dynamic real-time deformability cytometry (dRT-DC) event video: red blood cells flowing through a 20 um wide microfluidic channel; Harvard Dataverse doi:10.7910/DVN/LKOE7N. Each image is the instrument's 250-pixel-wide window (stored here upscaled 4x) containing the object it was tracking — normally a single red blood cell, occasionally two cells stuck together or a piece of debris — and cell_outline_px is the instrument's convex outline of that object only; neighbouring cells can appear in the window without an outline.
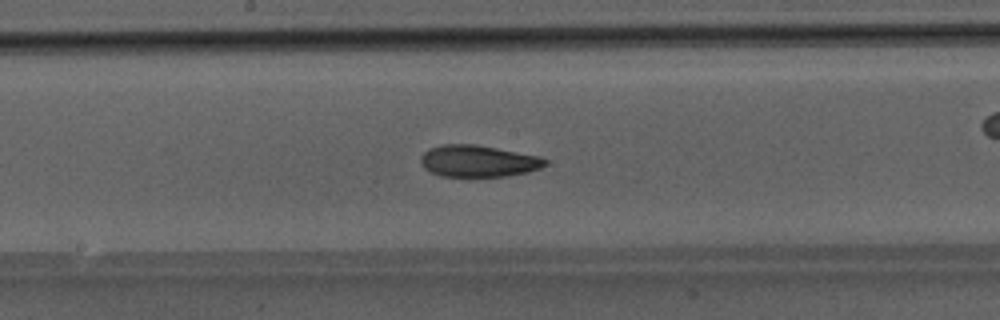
{"species": "Egyptian fruit bat (a non-hibernating species)", "species_latin": "Rousettus aegyptiacus", "temperature_condition": "room temperature", "stored_images_in_passage": 35, "camera_frame_rate_fps": 3000, "um_per_image_px": 0.085, "animal": {"sex": "male"}, "frame": {"image": 1, "passage_image": 11, "time_ms": 3.333, "image_size_px": [1000, 320], "cell_outline_px": [[548, 164], [540, 168], [528, 172], [508, 176], [440, 176], [424, 168], [420, 164], [420, 156], [428, 148], [444, 144], [476, 144], [540, 156], [548, 160]], "centroid_in_image_um": [40.65, 13.68], "position_along_channel_um": 207.6, "area_um2": 23.18}}